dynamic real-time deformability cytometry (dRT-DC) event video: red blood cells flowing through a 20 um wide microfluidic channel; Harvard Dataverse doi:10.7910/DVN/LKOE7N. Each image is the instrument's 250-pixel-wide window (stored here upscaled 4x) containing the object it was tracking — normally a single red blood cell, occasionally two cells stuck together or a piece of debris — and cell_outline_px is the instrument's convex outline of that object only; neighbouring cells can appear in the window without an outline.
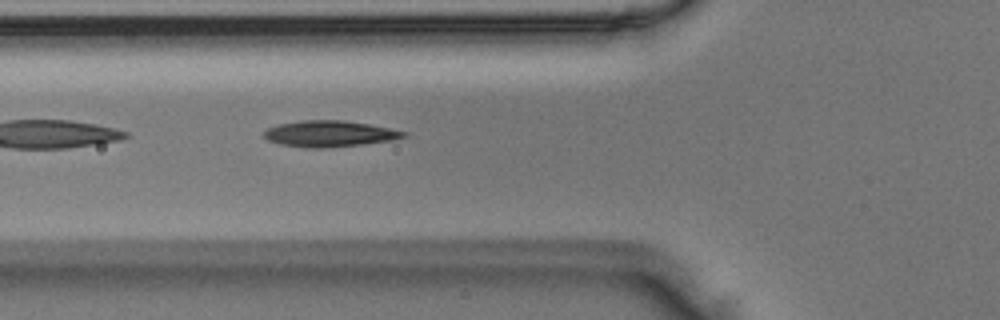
{"species": "Egyptian fruit bat (a non-hibernating species)", "species_latin": "Rousettus aegyptiacus", "temperature_condition": "room temperature", "stored_images_in_passage": 23, "camera_frame_rate_fps": 3000, "um_per_image_px": 0.085, "animal": {"sex": "male"}, "frame": {"image": 1, "passage_image": 4, "time_ms": 1.0, "image_size_px": [1000, 320], "cell_outline_px": [[408, 136], [392, 140], [364, 144], [324, 148], [308, 148], [280, 144], [268, 140], [264, 136], [264, 132], [268, 128], [276, 124], [304, 120], [344, 120], [368, 124], [408, 132]], "centroid_in_image_um": [28.01, 11.37], "position_along_channel_um": 97.8, "area_um2": 21.27}}
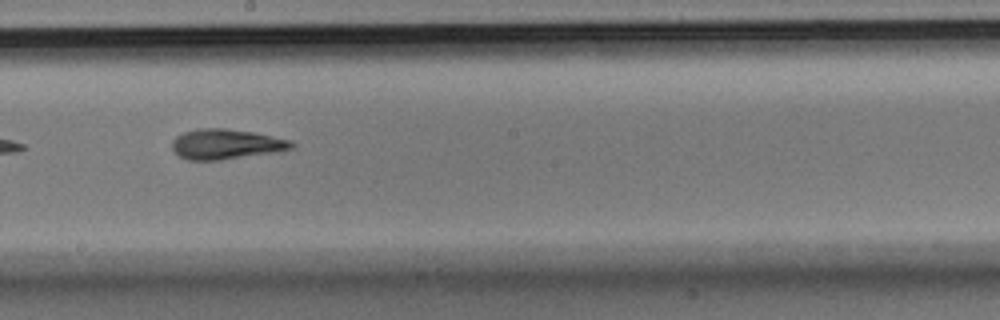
{"frame": {"image": 2, "passage_image": 14, "time_ms": 4.333, "image_size_px": [1000, 320], "cell_outline_px": [[296, 148], [280, 152], [220, 160], [188, 160], [180, 156], [172, 148], [172, 140], [176, 136], [184, 132], [196, 128], [228, 128], [252, 132], [292, 140], [296, 144]], "centroid_in_image_um": [19.28, 12.25], "position_along_channel_um": 228.9, "area_um2": 21.33}}
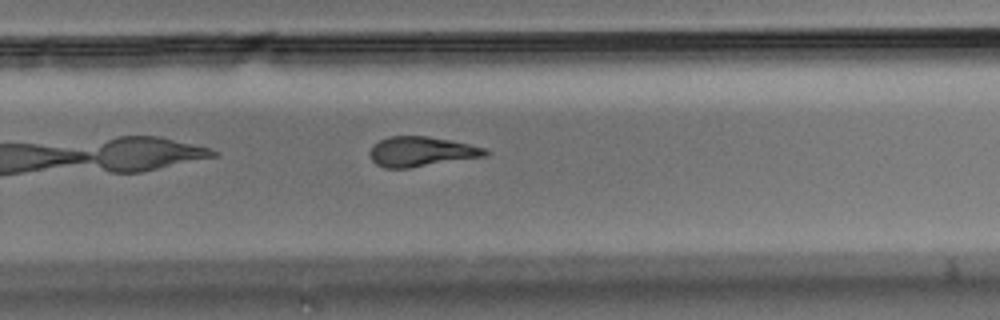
{"frame": {"image": 3, "passage_image": 19, "time_ms": 6.0, "image_size_px": [1000, 320], "cell_outline_px": [[488, 156], [408, 168], [384, 168], [376, 164], [372, 160], [368, 152], [380, 140], [388, 136], [428, 136], [452, 140], [484, 148], [488, 152]], "centroid_in_image_um": [35.81, 12.89], "position_along_channel_um": 294.0, "area_um2": 20.06}}